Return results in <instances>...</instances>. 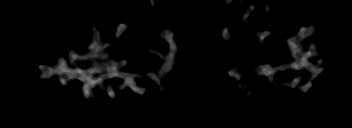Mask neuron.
<instances>
[{
	"label": "neuron",
	"mask_w": 352,
	"mask_h": 128,
	"mask_svg": "<svg viewBox=\"0 0 352 128\" xmlns=\"http://www.w3.org/2000/svg\"><path fill=\"white\" fill-rule=\"evenodd\" d=\"M144 4H152L153 0H144ZM240 15L242 16V18H245L246 16H248L249 14L247 12L240 13ZM131 27V25L129 26H125L123 23L119 26L116 35L119 36V34L121 32H123L126 28ZM313 29V27H312ZM310 30L307 31L304 28H300L299 32L297 35H294L293 38H291L290 41H288V45L290 46V57H296L295 62L290 63L289 65H286L285 63H283L280 66H277L276 68H269V65H260V67L258 68V73L257 74H264L266 75L268 78H270V80L273 79V75L275 72H278L280 69H288V68H293V69H305L308 70L310 72H312L313 77H317L318 74L322 73L323 68L320 66L321 63L323 62V60L318 57V55L320 54L319 51L317 52V44L313 43L312 45L309 46V48L301 55L300 51L302 49V46L299 45V42L301 40H303L304 38L312 35L315 31L314 30ZM91 31L93 32L94 35V42L92 44H90V49L91 52H89L88 54H76L75 50H71V52H69L68 58L71 61V63L74 65V69H71L68 67L66 60L64 58L59 59L58 61V67L54 68V67H49L46 68L44 67V65H39L37 66L38 69H44L45 71L41 74L42 77H46L49 78L52 75H59L58 79H59V85H65V84H69V82L73 79H78V80H82L84 81V85L82 88V92L84 94V98H88L89 96H93L92 95V91L91 89L94 88L96 85H99L101 87V89H107L108 90V95L112 98L115 99V94L111 89V84L109 83L108 85H103V81L112 77L115 78H122L125 82L121 85H119V89H126L127 86H129L132 91L136 92V93H140L141 95H143L144 93H146V89L142 88V86L137 85L138 83H135V78L138 77V74H131L130 72H126V73H121L118 69L120 67L126 66L128 63L125 60H121L118 63L116 61H112L115 64H110V63H102V64H107V66H103L101 64H97V63H101V58L100 57H105L108 58L110 55L108 53H104L102 52V48H109L111 45L109 44H105V47H103V45H101V36L98 37L96 30H94V28L91 29ZM256 34L258 35V38L260 40H263V38L268 36V32L266 33H258V31L256 30ZM223 38L222 40H224V38H229L232 39V35L228 34V28L226 27V29L224 28L223 30ZM162 38H165L168 42H169V49L170 52L168 54V56L166 58L163 59V56H159V58H162L164 60V63H160L161 60H157L156 63H154V65H160V66H165V69H170L173 68V60L175 59V52H176V45L174 42V36H173V32H166V30H163L161 35ZM315 55V57L317 59H315L314 61H317L318 65H314V64H309L307 62V60L309 58H313ZM98 57V58H97ZM95 58V61H93ZM78 59H84L86 61H92L90 63H92L91 68H79L76 66V61ZM110 70L109 74H103V72H105V70ZM95 73H100V76L98 78H94L93 75ZM164 73H158V75H163ZM230 75V77H236L240 83L242 80V76L241 73L239 72H234V71H229L228 73ZM152 77L154 79H158V83L160 82V78L161 77H157V73L153 74ZM293 82H285V83H281L282 86H290L294 89H297V85L299 83V76H294L293 77ZM310 88H312V84L309 80V82L301 87V90L308 91ZM158 90H162L163 86L161 84H158L157 86ZM246 88H243V85L240 84V88H238L239 92L242 93L243 90H245Z\"/></svg>",
	"instance_id": "obj_1"
}]
</instances>
